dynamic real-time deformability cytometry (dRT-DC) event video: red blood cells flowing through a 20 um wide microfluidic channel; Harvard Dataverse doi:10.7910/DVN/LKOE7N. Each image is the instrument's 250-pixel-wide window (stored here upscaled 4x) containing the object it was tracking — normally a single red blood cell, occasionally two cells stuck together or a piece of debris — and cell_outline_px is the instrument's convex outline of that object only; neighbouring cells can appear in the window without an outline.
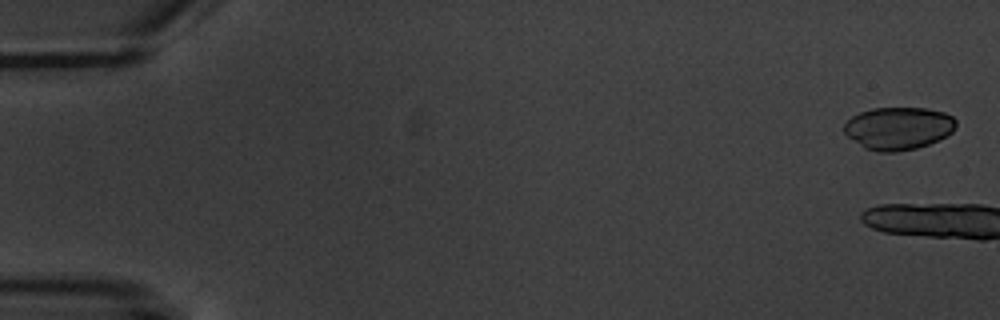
{"species": "common noctule bat (a hibernating species)", "species_latin": "Nyctalus noctula", "temperature_condition": "warm", "stored_images_in_passage": 6, "camera_frame_rate_fps": 3000, "um_per_image_px": 0.085, "animal": {"sex": "male", "body_mass_g": 20.1, "forearm_length_mm": 53.5}, "frame": {"image": 1, "passage_image": 1, "time_ms": 0.0, "image_size_px": [1000, 320], "cell_outline_px": [[956, 124], [952, 132], [948, 136], [928, 144], [916, 148], [896, 152], [876, 152], [864, 148], [848, 136], [844, 132], [844, 124], [852, 116], [860, 112], [872, 108], [928, 108], [944, 112], [952, 116], [956, 120]], "centroid_in_image_um": [76.37, 10.9], "position_along_channel_um": 8.6, "area_um2": 27.92}}